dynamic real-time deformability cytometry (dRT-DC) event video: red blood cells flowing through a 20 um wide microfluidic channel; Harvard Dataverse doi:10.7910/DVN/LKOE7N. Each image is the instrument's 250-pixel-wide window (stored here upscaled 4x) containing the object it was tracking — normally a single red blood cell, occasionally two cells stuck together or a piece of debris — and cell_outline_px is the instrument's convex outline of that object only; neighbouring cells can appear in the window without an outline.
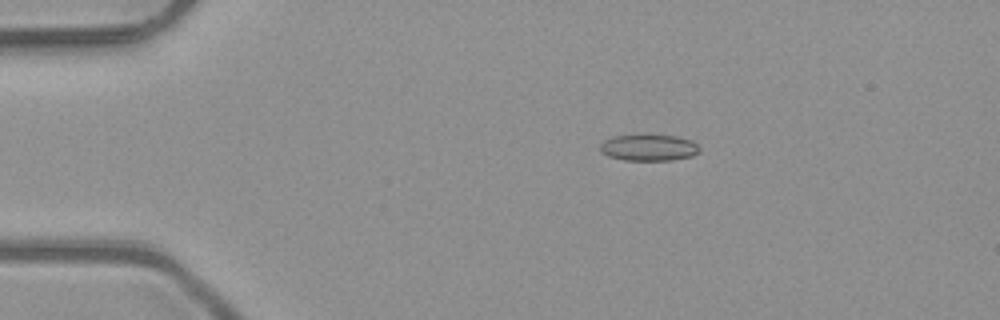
{"species": "common noctule bat (a hibernating species)", "species_latin": "Nyctalus noctula", "temperature_condition": "room temperature", "stored_images_in_passage": 5, "camera_frame_rate_fps": 3000, "um_per_image_px": 0.085, "animal": {"sex": "male", "body_mass_g": 23.1, "forearm_length_mm": 52.7}, "frame": {"image": 1, "passage_image": 2, "time_ms": 0.333, "image_size_px": [1000, 320], "cell_outline_px": [[700, 152], [692, 156], [672, 160], [624, 160], [608, 156], [600, 152], [600, 144], [604, 140], [612, 136], [676, 136], [692, 140], [700, 148]], "centroid_in_image_um": [55.15, 12.56], "position_along_channel_um": 29.9, "area_um2": 15.14}}
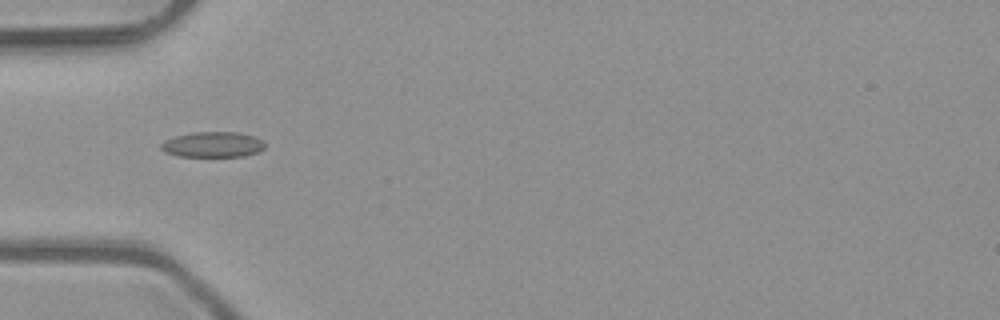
{"frame": {"image": 2, "passage_image": 4, "time_ms": 1.0, "image_size_px": [1000, 320], "cell_outline_px": [[264, 148], [256, 152], [244, 156], [176, 156], [164, 152], [160, 148], [160, 144], [164, 140], [176, 136], [196, 132], [236, 132], [252, 136], [264, 140]], "centroid_in_image_um": [18.05, 12.29], "position_along_channel_um": 66.9, "area_um2": 15.32}}
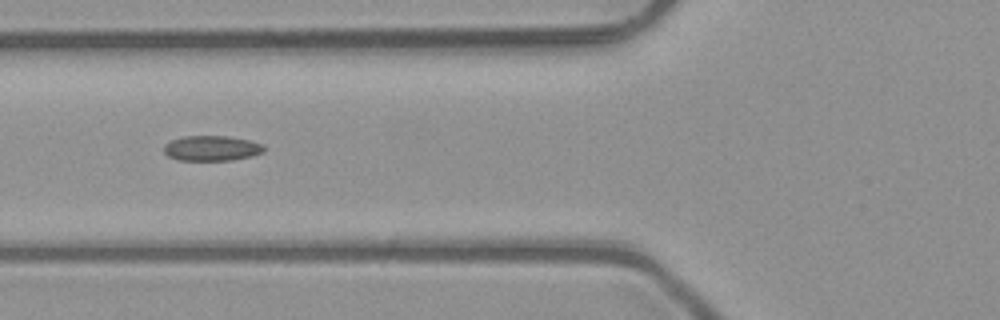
{"frame": {"image": 3, "passage_image": 5, "time_ms": 1.333, "image_size_px": [1000, 320], "cell_outline_px": [[264, 152], [252, 156], [232, 160], [180, 160], [168, 156], [164, 152], [164, 144], [172, 140], [184, 136], [228, 136], [248, 140], [264, 144]], "centroid_in_image_um": [18.01, 12.6], "position_along_channel_um": 107.8, "area_um2": 14.68}}